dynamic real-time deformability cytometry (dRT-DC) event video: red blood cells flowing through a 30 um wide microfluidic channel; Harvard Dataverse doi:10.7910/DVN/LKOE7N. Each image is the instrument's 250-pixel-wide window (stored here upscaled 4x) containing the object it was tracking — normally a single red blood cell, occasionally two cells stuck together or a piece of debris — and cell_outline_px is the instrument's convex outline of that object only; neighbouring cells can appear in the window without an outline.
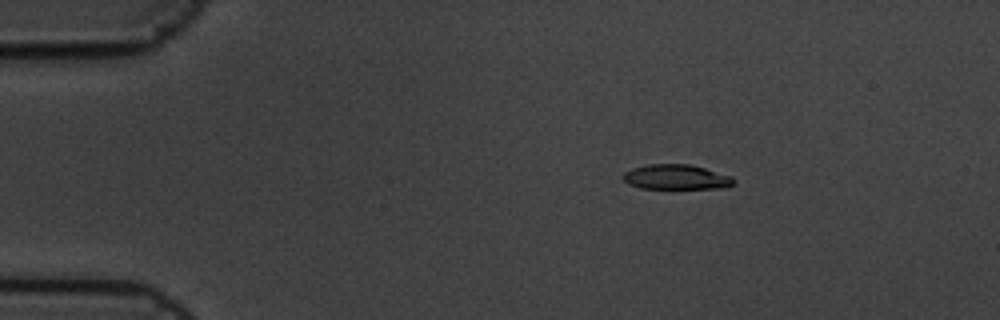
{"species": "common noctule bat (a hibernating species)", "species_latin": "Nyctalus noctula", "temperature_condition": "cold", "stored_images_in_passage": 6, "camera_frame_rate_fps": 3000, "um_per_image_px": 0.085, "animal": {"sex": "male", "body_mass_g": 19.5, "forearm_length_mm": 54.6}, "frame": {"image": 1, "passage_image": 4, "time_ms": 1.0, "image_size_px": [1000, 320], "cell_outline_px": [[736, 184], [728, 188], [640, 188], [628, 184], [624, 180], [624, 172], [632, 168], [648, 164], [688, 164], [704, 168], [732, 176], [736, 180]], "centroid_in_image_um": [57.53, 15.05], "position_along_channel_um": 27.5, "area_um2": 16.13}}